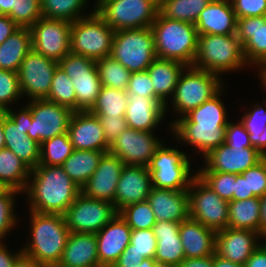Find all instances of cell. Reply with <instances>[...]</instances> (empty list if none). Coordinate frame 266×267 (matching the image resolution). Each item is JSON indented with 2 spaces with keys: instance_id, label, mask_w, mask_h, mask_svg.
I'll return each mask as SVG.
<instances>
[{
  "instance_id": "obj_1",
  "label": "cell",
  "mask_w": 266,
  "mask_h": 267,
  "mask_svg": "<svg viewBox=\"0 0 266 267\" xmlns=\"http://www.w3.org/2000/svg\"><path fill=\"white\" fill-rule=\"evenodd\" d=\"M225 86L211 99L191 110L171 125L170 134L178 143L194 148V154L206 156L211 150L225 143L228 113L222 95ZM198 152H197V151Z\"/></svg>"
},
{
  "instance_id": "obj_2",
  "label": "cell",
  "mask_w": 266,
  "mask_h": 267,
  "mask_svg": "<svg viewBox=\"0 0 266 267\" xmlns=\"http://www.w3.org/2000/svg\"><path fill=\"white\" fill-rule=\"evenodd\" d=\"M28 210L63 215L81 193L61 166L38 165L31 169L24 191Z\"/></svg>"
},
{
  "instance_id": "obj_3",
  "label": "cell",
  "mask_w": 266,
  "mask_h": 267,
  "mask_svg": "<svg viewBox=\"0 0 266 267\" xmlns=\"http://www.w3.org/2000/svg\"><path fill=\"white\" fill-rule=\"evenodd\" d=\"M30 233L22 253L34 258L45 267H56L61 260L69 229L61 214L29 211Z\"/></svg>"
},
{
  "instance_id": "obj_4",
  "label": "cell",
  "mask_w": 266,
  "mask_h": 267,
  "mask_svg": "<svg viewBox=\"0 0 266 267\" xmlns=\"http://www.w3.org/2000/svg\"><path fill=\"white\" fill-rule=\"evenodd\" d=\"M224 84V79L217 74L186 66L179 76L173 96L165 105L166 115L167 108L171 106L170 111L177 116L167 124L168 131H171V125L176 120L211 99L225 86Z\"/></svg>"
},
{
  "instance_id": "obj_5",
  "label": "cell",
  "mask_w": 266,
  "mask_h": 267,
  "mask_svg": "<svg viewBox=\"0 0 266 267\" xmlns=\"http://www.w3.org/2000/svg\"><path fill=\"white\" fill-rule=\"evenodd\" d=\"M193 67L219 75L250 67L243 53V45L235 34L198 35L197 52Z\"/></svg>"
},
{
  "instance_id": "obj_6",
  "label": "cell",
  "mask_w": 266,
  "mask_h": 267,
  "mask_svg": "<svg viewBox=\"0 0 266 267\" xmlns=\"http://www.w3.org/2000/svg\"><path fill=\"white\" fill-rule=\"evenodd\" d=\"M156 43V56L192 66L197 52L195 24L163 17L158 13L150 26Z\"/></svg>"
},
{
  "instance_id": "obj_7",
  "label": "cell",
  "mask_w": 266,
  "mask_h": 267,
  "mask_svg": "<svg viewBox=\"0 0 266 267\" xmlns=\"http://www.w3.org/2000/svg\"><path fill=\"white\" fill-rule=\"evenodd\" d=\"M164 142L157 148L148 165L152 187L187 190L197 176V168L194 171L191 167L194 164L190 159L191 155L178 148L168 147Z\"/></svg>"
},
{
  "instance_id": "obj_8",
  "label": "cell",
  "mask_w": 266,
  "mask_h": 267,
  "mask_svg": "<svg viewBox=\"0 0 266 267\" xmlns=\"http://www.w3.org/2000/svg\"><path fill=\"white\" fill-rule=\"evenodd\" d=\"M114 33L94 10L71 23L70 52L95 61L110 56Z\"/></svg>"
},
{
  "instance_id": "obj_9",
  "label": "cell",
  "mask_w": 266,
  "mask_h": 267,
  "mask_svg": "<svg viewBox=\"0 0 266 267\" xmlns=\"http://www.w3.org/2000/svg\"><path fill=\"white\" fill-rule=\"evenodd\" d=\"M111 56L131 73L144 71L157 58L150 27L115 31Z\"/></svg>"
},
{
  "instance_id": "obj_10",
  "label": "cell",
  "mask_w": 266,
  "mask_h": 267,
  "mask_svg": "<svg viewBox=\"0 0 266 267\" xmlns=\"http://www.w3.org/2000/svg\"><path fill=\"white\" fill-rule=\"evenodd\" d=\"M94 5L115 31L150 27L159 13V0H96Z\"/></svg>"
},
{
  "instance_id": "obj_11",
  "label": "cell",
  "mask_w": 266,
  "mask_h": 267,
  "mask_svg": "<svg viewBox=\"0 0 266 267\" xmlns=\"http://www.w3.org/2000/svg\"><path fill=\"white\" fill-rule=\"evenodd\" d=\"M187 191L189 218L216 232L228 227V201L222 199L198 176L191 181Z\"/></svg>"
},
{
  "instance_id": "obj_12",
  "label": "cell",
  "mask_w": 266,
  "mask_h": 267,
  "mask_svg": "<svg viewBox=\"0 0 266 267\" xmlns=\"http://www.w3.org/2000/svg\"><path fill=\"white\" fill-rule=\"evenodd\" d=\"M58 64L74 84L76 111H90L97 101L101 88L96 61L69 52Z\"/></svg>"
},
{
  "instance_id": "obj_13",
  "label": "cell",
  "mask_w": 266,
  "mask_h": 267,
  "mask_svg": "<svg viewBox=\"0 0 266 267\" xmlns=\"http://www.w3.org/2000/svg\"><path fill=\"white\" fill-rule=\"evenodd\" d=\"M118 212L112 202L80 193L63 214L70 232L98 233Z\"/></svg>"
},
{
  "instance_id": "obj_14",
  "label": "cell",
  "mask_w": 266,
  "mask_h": 267,
  "mask_svg": "<svg viewBox=\"0 0 266 267\" xmlns=\"http://www.w3.org/2000/svg\"><path fill=\"white\" fill-rule=\"evenodd\" d=\"M58 61L31 49L21 62L18 79L23 99H46ZM25 97V98H24Z\"/></svg>"
},
{
  "instance_id": "obj_15",
  "label": "cell",
  "mask_w": 266,
  "mask_h": 267,
  "mask_svg": "<svg viewBox=\"0 0 266 267\" xmlns=\"http://www.w3.org/2000/svg\"><path fill=\"white\" fill-rule=\"evenodd\" d=\"M32 113V123H29L30 139L38 143L67 133L73 110L46 99L30 100L26 103Z\"/></svg>"
},
{
  "instance_id": "obj_16",
  "label": "cell",
  "mask_w": 266,
  "mask_h": 267,
  "mask_svg": "<svg viewBox=\"0 0 266 267\" xmlns=\"http://www.w3.org/2000/svg\"><path fill=\"white\" fill-rule=\"evenodd\" d=\"M29 29L37 53L59 62L70 52V22L41 17Z\"/></svg>"
},
{
  "instance_id": "obj_17",
  "label": "cell",
  "mask_w": 266,
  "mask_h": 267,
  "mask_svg": "<svg viewBox=\"0 0 266 267\" xmlns=\"http://www.w3.org/2000/svg\"><path fill=\"white\" fill-rule=\"evenodd\" d=\"M162 143L163 140L155 136V132L128 127L110 144L109 152L116 155L124 165L148 167Z\"/></svg>"
},
{
  "instance_id": "obj_18",
  "label": "cell",
  "mask_w": 266,
  "mask_h": 267,
  "mask_svg": "<svg viewBox=\"0 0 266 267\" xmlns=\"http://www.w3.org/2000/svg\"><path fill=\"white\" fill-rule=\"evenodd\" d=\"M264 156L254 147L231 148L226 143L211 150L203 157V166L197 171H213L230 174H242L259 163Z\"/></svg>"
},
{
  "instance_id": "obj_19",
  "label": "cell",
  "mask_w": 266,
  "mask_h": 267,
  "mask_svg": "<svg viewBox=\"0 0 266 267\" xmlns=\"http://www.w3.org/2000/svg\"><path fill=\"white\" fill-rule=\"evenodd\" d=\"M264 241L265 238L253 230L227 227L216 232L215 253L224 259L245 265Z\"/></svg>"
},
{
  "instance_id": "obj_20",
  "label": "cell",
  "mask_w": 266,
  "mask_h": 267,
  "mask_svg": "<svg viewBox=\"0 0 266 267\" xmlns=\"http://www.w3.org/2000/svg\"><path fill=\"white\" fill-rule=\"evenodd\" d=\"M67 133L74 150L109 151L101 122L90 111H74Z\"/></svg>"
},
{
  "instance_id": "obj_21",
  "label": "cell",
  "mask_w": 266,
  "mask_h": 267,
  "mask_svg": "<svg viewBox=\"0 0 266 267\" xmlns=\"http://www.w3.org/2000/svg\"><path fill=\"white\" fill-rule=\"evenodd\" d=\"M124 163L114 154L105 152L99 165L88 181L81 187V193L89 198L112 202Z\"/></svg>"
},
{
  "instance_id": "obj_22",
  "label": "cell",
  "mask_w": 266,
  "mask_h": 267,
  "mask_svg": "<svg viewBox=\"0 0 266 267\" xmlns=\"http://www.w3.org/2000/svg\"><path fill=\"white\" fill-rule=\"evenodd\" d=\"M151 188L148 167L124 165L117 183L114 208L119 212L129 204L147 200Z\"/></svg>"
},
{
  "instance_id": "obj_23",
  "label": "cell",
  "mask_w": 266,
  "mask_h": 267,
  "mask_svg": "<svg viewBox=\"0 0 266 267\" xmlns=\"http://www.w3.org/2000/svg\"><path fill=\"white\" fill-rule=\"evenodd\" d=\"M236 35L247 64L256 69L266 65V16L237 19Z\"/></svg>"
},
{
  "instance_id": "obj_24",
  "label": "cell",
  "mask_w": 266,
  "mask_h": 267,
  "mask_svg": "<svg viewBox=\"0 0 266 267\" xmlns=\"http://www.w3.org/2000/svg\"><path fill=\"white\" fill-rule=\"evenodd\" d=\"M97 251L100 267H112L130 244L131 228L117 213L98 233Z\"/></svg>"
},
{
  "instance_id": "obj_25",
  "label": "cell",
  "mask_w": 266,
  "mask_h": 267,
  "mask_svg": "<svg viewBox=\"0 0 266 267\" xmlns=\"http://www.w3.org/2000/svg\"><path fill=\"white\" fill-rule=\"evenodd\" d=\"M166 116L165 105L157 98L128 94L125 112L128 127L138 131L155 132L162 122H165Z\"/></svg>"
},
{
  "instance_id": "obj_26",
  "label": "cell",
  "mask_w": 266,
  "mask_h": 267,
  "mask_svg": "<svg viewBox=\"0 0 266 267\" xmlns=\"http://www.w3.org/2000/svg\"><path fill=\"white\" fill-rule=\"evenodd\" d=\"M156 221L181 223L189 218V195L187 190L151 188L147 197Z\"/></svg>"
},
{
  "instance_id": "obj_27",
  "label": "cell",
  "mask_w": 266,
  "mask_h": 267,
  "mask_svg": "<svg viewBox=\"0 0 266 267\" xmlns=\"http://www.w3.org/2000/svg\"><path fill=\"white\" fill-rule=\"evenodd\" d=\"M236 26L237 18L230 0H211L195 23L198 35L235 34Z\"/></svg>"
},
{
  "instance_id": "obj_28",
  "label": "cell",
  "mask_w": 266,
  "mask_h": 267,
  "mask_svg": "<svg viewBox=\"0 0 266 267\" xmlns=\"http://www.w3.org/2000/svg\"><path fill=\"white\" fill-rule=\"evenodd\" d=\"M179 222L156 221L153 232L156 237L154 259L159 266L177 267L185 259L184 248L179 236Z\"/></svg>"
},
{
  "instance_id": "obj_29",
  "label": "cell",
  "mask_w": 266,
  "mask_h": 267,
  "mask_svg": "<svg viewBox=\"0 0 266 267\" xmlns=\"http://www.w3.org/2000/svg\"><path fill=\"white\" fill-rule=\"evenodd\" d=\"M56 267H100L96 234L70 232Z\"/></svg>"
},
{
  "instance_id": "obj_30",
  "label": "cell",
  "mask_w": 266,
  "mask_h": 267,
  "mask_svg": "<svg viewBox=\"0 0 266 267\" xmlns=\"http://www.w3.org/2000/svg\"><path fill=\"white\" fill-rule=\"evenodd\" d=\"M179 236L185 258L204 257L215 254L216 231L191 218L180 223Z\"/></svg>"
},
{
  "instance_id": "obj_31",
  "label": "cell",
  "mask_w": 266,
  "mask_h": 267,
  "mask_svg": "<svg viewBox=\"0 0 266 267\" xmlns=\"http://www.w3.org/2000/svg\"><path fill=\"white\" fill-rule=\"evenodd\" d=\"M5 148L11 150L31 169L39 165L40 143L30 139L25 130L2 112Z\"/></svg>"
},
{
  "instance_id": "obj_32",
  "label": "cell",
  "mask_w": 266,
  "mask_h": 267,
  "mask_svg": "<svg viewBox=\"0 0 266 267\" xmlns=\"http://www.w3.org/2000/svg\"><path fill=\"white\" fill-rule=\"evenodd\" d=\"M186 65L174 60L156 58L147 68L155 97L166 105L173 96L180 74Z\"/></svg>"
},
{
  "instance_id": "obj_33",
  "label": "cell",
  "mask_w": 266,
  "mask_h": 267,
  "mask_svg": "<svg viewBox=\"0 0 266 267\" xmlns=\"http://www.w3.org/2000/svg\"><path fill=\"white\" fill-rule=\"evenodd\" d=\"M31 49L30 29L19 27L0 44V69L18 72L21 62Z\"/></svg>"
},
{
  "instance_id": "obj_34",
  "label": "cell",
  "mask_w": 266,
  "mask_h": 267,
  "mask_svg": "<svg viewBox=\"0 0 266 267\" xmlns=\"http://www.w3.org/2000/svg\"><path fill=\"white\" fill-rule=\"evenodd\" d=\"M104 153L95 150H73L61 167L81 188L97 169Z\"/></svg>"
},
{
  "instance_id": "obj_35",
  "label": "cell",
  "mask_w": 266,
  "mask_h": 267,
  "mask_svg": "<svg viewBox=\"0 0 266 267\" xmlns=\"http://www.w3.org/2000/svg\"><path fill=\"white\" fill-rule=\"evenodd\" d=\"M228 227L260 233V197L229 201Z\"/></svg>"
},
{
  "instance_id": "obj_36",
  "label": "cell",
  "mask_w": 266,
  "mask_h": 267,
  "mask_svg": "<svg viewBox=\"0 0 266 267\" xmlns=\"http://www.w3.org/2000/svg\"><path fill=\"white\" fill-rule=\"evenodd\" d=\"M31 168L20 160L11 150H0V180L10 188L24 195L27 187Z\"/></svg>"
},
{
  "instance_id": "obj_37",
  "label": "cell",
  "mask_w": 266,
  "mask_h": 267,
  "mask_svg": "<svg viewBox=\"0 0 266 267\" xmlns=\"http://www.w3.org/2000/svg\"><path fill=\"white\" fill-rule=\"evenodd\" d=\"M250 106L240 116V121L249 133L252 147L266 157V99ZM265 106V107H264Z\"/></svg>"
},
{
  "instance_id": "obj_38",
  "label": "cell",
  "mask_w": 266,
  "mask_h": 267,
  "mask_svg": "<svg viewBox=\"0 0 266 267\" xmlns=\"http://www.w3.org/2000/svg\"><path fill=\"white\" fill-rule=\"evenodd\" d=\"M40 2L42 17L70 23L88 16L95 10V5H93V10L88 14L84 12L90 0H40Z\"/></svg>"
},
{
  "instance_id": "obj_39",
  "label": "cell",
  "mask_w": 266,
  "mask_h": 267,
  "mask_svg": "<svg viewBox=\"0 0 266 267\" xmlns=\"http://www.w3.org/2000/svg\"><path fill=\"white\" fill-rule=\"evenodd\" d=\"M127 103L126 90L101 86L97 101L90 112L97 117L125 116Z\"/></svg>"
},
{
  "instance_id": "obj_40",
  "label": "cell",
  "mask_w": 266,
  "mask_h": 267,
  "mask_svg": "<svg viewBox=\"0 0 266 267\" xmlns=\"http://www.w3.org/2000/svg\"><path fill=\"white\" fill-rule=\"evenodd\" d=\"M211 0H159V13L169 19L195 24Z\"/></svg>"
},
{
  "instance_id": "obj_41",
  "label": "cell",
  "mask_w": 266,
  "mask_h": 267,
  "mask_svg": "<svg viewBox=\"0 0 266 267\" xmlns=\"http://www.w3.org/2000/svg\"><path fill=\"white\" fill-rule=\"evenodd\" d=\"M101 86L126 90L131 72L111 55L96 60Z\"/></svg>"
},
{
  "instance_id": "obj_42",
  "label": "cell",
  "mask_w": 266,
  "mask_h": 267,
  "mask_svg": "<svg viewBox=\"0 0 266 267\" xmlns=\"http://www.w3.org/2000/svg\"><path fill=\"white\" fill-rule=\"evenodd\" d=\"M40 147L39 165L48 166H61L74 150L68 133L47 139Z\"/></svg>"
},
{
  "instance_id": "obj_43",
  "label": "cell",
  "mask_w": 266,
  "mask_h": 267,
  "mask_svg": "<svg viewBox=\"0 0 266 267\" xmlns=\"http://www.w3.org/2000/svg\"><path fill=\"white\" fill-rule=\"evenodd\" d=\"M46 100L67 106L76 111V93L71 78L61 67H57Z\"/></svg>"
},
{
  "instance_id": "obj_44",
  "label": "cell",
  "mask_w": 266,
  "mask_h": 267,
  "mask_svg": "<svg viewBox=\"0 0 266 267\" xmlns=\"http://www.w3.org/2000/svg\"><path fill=\"white\" fill-rule=\"evenodd\" d=\"M131 230L153 229L156 224L154 212L147 200L125 206L118 212Z\"/></svg>"
},
{
  "instance_id": "obj_45",
  "label": "cell",
  "mask_w": 266,
  "mask_h": 267,
  "mask_svg": "<svg viewBox=\"0 0 266 267\" xmlns=\"http://www.w3.org/2000/svg\"><path fill=\"white\" fill-rule=\"evenodd\" d=\"M23 98L18 72L0 69V112L7 111ZM18 101V102H17Z\"/></svg>"
},
{
  "instance_id": "obj_46",
  "label": "cell",
  "mask_w": 266,
  "mask_h": 267,
  "mask_svg": "<svg viewBox=\"0 0 266 267\" xmlns=\"http://www.w3.org/2000/svg\"><path fill=\"white\" fill-rule=\"evenodd\" d=\"M197 176L226 201H233L236 174L197 171Z\"/></svg>"
},
{
  "instance_id": "obj_47",
  "label": "cell",
  "mask_w": 266,
  "mask_h": 267,
  "mask_svg": "<svg viewBox=\"0 0 266 267\" xmlns=\"http://www.w3.org/2000/svg\"><path fill=\"white\" fill-rule=\"evenodd\" d=\"M8 16L19 26L30 28L42 17L40 0H12Z\"/></svg>"
},
{
  "instance_id": "obj_48",
  "label": "cell",
  "mask_w": 266,
  "mask_h": 267,
  "mask_svg": "<svg viewBox=\"0 0 266 267\" xmlns=\"http://www.w3.org/2000/svg\"><path fill=\"white\" fill-rule=\"evenodd\" d=\"M15 196L18 195H3L0 196V241H4V238L9 236L11 230L17 227L20 222L18 219L16 209Z\"/></svg>"
},
{
  "instance_id": "obj_49",
  "label": "cell",
  "mask_w": 266,
  "mask_h": 267,
  "mask_svg": "<svg viewBox=\"0 0 266 267\" xmlns=\"http://www.w3.org/2000/svg\"><path fill=\"white\" fill-rule=\"evenodd\" d=\"M156 237L153 229L131 230V250L143 258L154 259L156 253Z\"/></svg>"
},
{
  "instance_id": "obj_50",
  "label": "cell",
  "mask_w": 266,
  "mask_h": 267,
  "mask_svg": "<svg viewBox=\"0 0 266 267\" xmlns=\"http://www.w3.org/2000/svg\"><path fill=\"white\" fill-rule=\"evenodd\" d=\"M248 175L249 193L257 197L266 194V157L242 173Z\"/></svg>"
},
{
  "instance_id": "obj_51",
  "label": "cell",
  "mask_w": 266,
  "mask_h": 267,
  "mask_svg": "<svg viewBox=\"0 0 266 267\" xmlns=\"http://www.w3.org/2000/svg\"><path fill=\"white\" fill-rule=\"evenodd\" d=\"M126 91L128 94L135 96L156 98L152 81L147 70L132 72Z\"/></svg>"
},
{
  "instance_id": "obj_52",
  "label": "cell",
  "mask_w": 266,
  "mask_h": 267,
  "mask_svg": "<svg viewBox=\"0 0 266 267\" xmlns=\"http://www.w3.org/2000/svg\"><path fill=\"white\" fill-rule=\"evenodd\" d=\"M237 19L266 16V0H230Z\"/></svg>"
},
{
  "instance_id": "obj_53",
  "label": "cell",
  "mask_w": 266,
  "mask_h": 267,
  "mask_svg": "<svg viewBox=\"0 0 266 267\" xmlns=\"http://www.w3.org/2000/svg\"><path fill=\"white\" fill-rule=\"evenodd\" d=\"M225 143L231 148L252 147L249 133L245 129L240 119L235 123H233L231 120L228 121L226 126Z\"/></svg>"
},
{
  "instance_id": "obj_54",
  "label": "cell",
  "mask_w": 266,
  "mask_h": 267,
  "mask_svg": "<svg viewBox=\"0 0 266 267\" xmlns=\"http://www.w3.org/2000/svg\"><path fill=\"white\" fill-rule=\"evenodd\" d=\"M103 131L105 138L110 145L115 139L125 130L128 128L127 122L125 120V116H117V117H98Z\"/></svg>"
},
{
  "instance_id": "obj_55",
  "label": "cell",
  "mask_w": 266,
  "mask_h": 267,
  "mask_svg": "<svg viewBox=\"0 0 266 267\" xmlns=\"http://www.w3.org/2000/svg\"><path fill=\"white\" fill-rule=\"evenodd\" d=\"M25 105V106H24ZM24 105H21L17 107L10 108L7 111H4V113L15 123L19 124L24 130L25 133L29 132V123H32V113L30 110V107L25 103ZM16 109V110H15Z\"/></svg>"
},
{
  "instance_id": "obj_56",
  "label": "cell",
  "mask_w": 266,
  "mask_h": 267,
  "mask_svg": "<svg viewBox=\"0 0 266 267\" xmlns=\"http://www.w3.org/2000/svg\"><path fill=\"white\" fill-rule=\"evenodd\" d=\"M143 259L142 255L131 250V244H129L112 267H137L136 264L141 263Z\"/></svg>"
},
{
  "instance_id": "obj_57",
  "label": "cell",
  "mask_w": 266,
  "mask_h": 267,
  "mask_svg": "<svg viewBox=\"0 0 266 267\" xmlns=\"http://www.w3.org/2000/svg\"><path fill=\"white\" fill-rule=\"evenodd\" d=\"M252 197L255 195L249 193L248 175L236 174L233 200H245Z\"/></svg>"
},
{
  "instance_id": "obj_58",
  "label": "cell",
  "mask_w": 266,
  "mask_h": 267,
  "mask_svg": "<svg viewBox=\"0 0 266 267\" xmlns=\"http://www.w3.org/2000/svg\"><path fill=\"white\" fill-rule=\"evenodd\" d=\"M4 241H0V267H13L17 257L22 253V247L19 250H15L11 253L12 249H8ZM11 250V251H10Z\"/></svg>"
},
{
  "instance_id": "obj_59",
  "label": "cell",
  "mask_w": 266,
  "mask_h": 267,
  "mask_svg": "<svg viewBox=\"0 0 266 267\" xmlns=\"http://www.w3.org/2000/svg\"><path fill=\"white\" fill-rule=\"evenodd\" d=\"M245 267H266V241L251 254Z\"/></svg>"
},
{
  "instance_id": "obj_60",
  "label": "cell",
  "mask_w": 266,
  "mask_h": 267,
  "mask_svg": "<svg viewBox=\"0 0 266 267\" xmlns=\"http://www.w3.org/2000/svg\"><path fill=\"white\" fill-rule=\"evenodd\" d=\"M19 26L8 16H0V44L11 36Z\"/></svg>"
},
{
  "instance_id": "obj_61",
  "label": "cell",
  "mask_w": 266,
  "mask_h": 267,
  "mask_svg": "<svg viewBox=\"0 0 266 267\" xmlns=\"http://www.w3.org/2000/svg\"><path fill=\"white\" fill-rule=\"evenodd\" d=\"M177 267H213V255L185 258Z\"/></svg>"
},
{
  "instance_id": "obj_62",
  "label": "cell",
  "mask_w": 266,
  "mask_h": 267,
  "mask_svg": "<svg viewBox=\"0 0 266 267\" xmlns=\"http://www.w3.org/2000/svg\"><path fill=\"white\" fill-rule=\"evenodd\" d=\"M13 267H45L34 258L21 253L14 262Z\"/></svg>"
},
{
  "instance_id": "obj_63",
  "label": "cell",
  "mask_w": 266,
  "mask_h": 267,
  "mask_svg": "<svg viewBox=\"0 0 266 267\" xmlns=\"http://www.w3.org/2000/svg\"><path fill=\"white\" fill-rule=\"evenodd\" d=\"M260 234L266 236V194L260 197Z\"/></svg>"
},
{
  "instance_id": "obj_64",
  "label": "cell",
  "mask_w": 266,
  "mask_h": 267,
  "mask_svg": "<svg viewBox=\"0 0 266 267\" xmlns=\"http://www.w3.org/2000/svg\"><path fill=\"white\" fill-rule=\"evenodd\" d=\"M213 267H245V265L235 263L218 256L216 253L213 255Z\"/></svg>"
},
{
  "instance_id": "obj_65",
  "label": "cell",
  "mask_w": 266,
  "mask_h": 267,
  "mask_svg": "<svg viewBox=\"0 0 266 267\" xmlns=\"http://www.w3.org/2000/svg\"><path fill=\"white\" fill-rule=\"evenodd\" d=\"M20 194L22 195V193L10 188L5 182L0 180V196H3V195H19V196H21Z\"/></svg>"
},
{
  "instance_id": "obj_66",
  "label": "cell",
  "mask_w": 266,
  "mask_h": 267,
  "mask_svg": "<svg viewBox=\"0 0 266 267\" xmlns=\"http://www.w3.org/2000/svg\"><path fill=\"white\" fill-rule=\"evenodd\" d=\"M1 16L8 15L12 10V0H0Z\"/></svg>"
},
{
  "instance_id": "obj_67",
  "label": "cell",
  "mask_w": 266,
  "mask_h": 267,
  "mask_svg": "<svg viewBox=\"0 0 266 267\" xmlns=\"http://www.w3.org/2000/svg\"><path fill=\"white\" fill-rule=\"evenodd\" d=\"M137 267H159V264L155 259L144 258L141 263L136 264Z\"/></svg>"
},
{
  "instance_id": "obj_68",
  "label": "cell",
  "mask_w": 266,
  "mask_h": 267,
  "mask_svg": "<svg viewBox=\"0 0 266 267\" xmlns=\"http://www.w3.org/2000/svg\"><path fill=\"white\" fill-rule=\"evenodd\" d=\"M258 70H257V72H258L257 76L260 79L261 85L264 87L263 89H265V91H266V65L260 67Z\"/></svg>"
},
{
  "instance_id": "obj_69",
  "label": "cell",
  "mask_w": 266,
  "mask_h": 267,
  "mask_svg": "<svg viewBox=\"0 0 266 267\" xmlns=\"http://www.w3.org/2000/svg\"><path fill=\"white\" fill-rule=\"evenodd\" d=\"M3 148H5V140L2 126V112H0V150Z\"/></svg>"
}]
</instances>
